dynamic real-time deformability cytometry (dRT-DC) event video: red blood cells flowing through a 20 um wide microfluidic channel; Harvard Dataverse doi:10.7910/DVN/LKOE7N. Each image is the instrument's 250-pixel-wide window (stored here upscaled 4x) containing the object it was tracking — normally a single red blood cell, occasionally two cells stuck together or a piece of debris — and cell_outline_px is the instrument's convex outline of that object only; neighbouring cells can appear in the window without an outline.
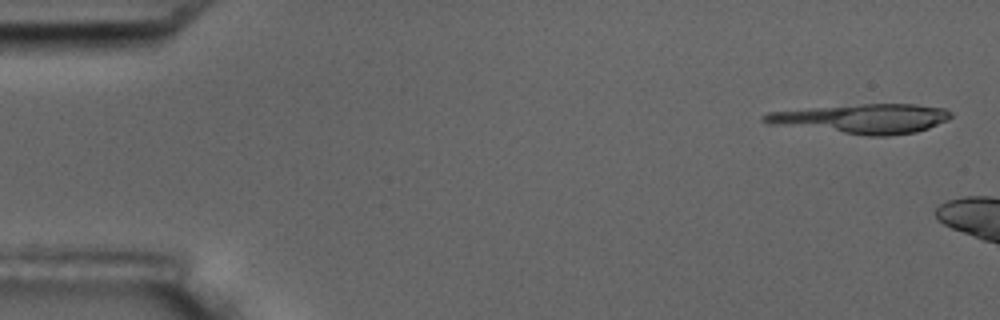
{"species": "common noctule bat (a hibernating species)", "species_latin": "Nyctalus noctula", "temperature_condition": "room temperature", "stored_images_in_passage": 3, "camera_frame_rate_fps": 3000, "um_per_image_px": 0.085, "animal": {"sex": "male", "body_mass_g": 17.5, "forearm_length_mm": 52.3}, "frame": {"image": 1, "passage_image": 1, "time_ms": 0.0, "image_size_px": [1000, 320], "cell_outline_px": [[952, 116], [948, 120], [928, 128], [916, 132], [888, 136], [868, 136], [768, 124], [760, 120], [760, 116], [768, 112], [812, 108], [860, 104], [916, 104], [944, 108], [952, 112]], "centroid_in_image_um": [73.3, 10.09], "position_along_channel_um": 11.7, "area_um2": 32.14}}